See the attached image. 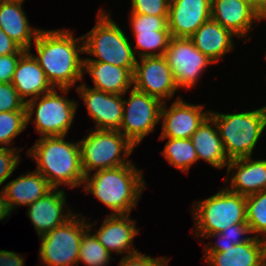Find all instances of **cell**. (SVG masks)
Segmentation results:
<instances>
[{
	"label": "cell",
	"instance_id": "cell-28",
	"mask_svg": "<svg viewBox=\"0 0 266 266\" xmlns=\"http://www.w3.org/2000/svg\"><path fill=\"white\" fill-rule=\"evenodd\" d=\"M246 222L254 237L266 240V190L246 196Z\"/></svg>",
	"mask_w": 266,
	"mask_h": 266
},
{
	"label": "cell",
	"instance_id": "cell-23",
	"mask_svg": "<svg viewBox=\"0 0 266 266\" xmlns=\"http://www.w3.org/2000/svg\"><path fill=\"white\" fill-rule=\"evenodd\" d=\"M93 80V89L109 94L125 95L133 85V74L117 65L83 59V73Z\"/></svg>",
	"mask_w": 266,
	"mask_h": 266
},
{
	"label": "cell",
	"instance_id": "cell-35",
	"mask_svg": "<svg viewBox=\"0 0 266 266\" xmlns=\"http://www.w3.org/2000/svg\"><path fill=\"white\" fill-rule=\"evenodd\" d=\"M170 0H131L132 13L169 16Z\"/></svg>",
	"mask_w": 266,
	"mask_h": 266
},
{
	"label": "cell",
	"instance_id": "cell-24",
	"mask_svg": "<svg viewBox=\"0 0 266 266\" xmlns=\"http://www.w3.org/2000/svg\"><path fill=\"white\" fill-rule=\"evenodd\" d=\"M51 189L47 180L34 170L8 182L1 191L10 212H12L18 206L31 205Z\"/></svg>",
	"mask_w": 266,
	"mask_h": 266
},
{
	"label": "cell",
	"instance_id": "cell-38",
	"mask_svg": "<svg viewBox=\"0 0 266 266\" xmlns=\"http://www.w3.org/2000/svg\"><path fill=\"white\" fill-rule=\"evenodd\" d=\"M24 53L0 55V83H11L18 60Z\"/></svg>",
	"mask_w": 266,
	"mask_h": 266
},
{
	"label": "cell",
	"instance_id": "cell-30",
	"mask_svg": "<svg viewBox=\"0 0 266 266\" xmlns=\"http://www.w3.org/2000/svg\"><path fill=\"white\" fill-rule=\"evenodd\" d=\"M133 35L140 58L164 55L171 39L170 31H133Z\"/></svg>",
	"mask_w": 266,
	"mask_h": 266
},
{
	"label": "cell",
	"instance_id": "cell-36",
	"mask_svg": "<svg viewBox=\"0 0 266 266\" xmlns=\"http://www.w3.org/2000/svg\"><path fill=\"white\" fill-rule=\"evenodd\" d=\"M20 160L17 148H0V186L12 175Z\"/></svg>",
	"mask_w": 266,
	"mask_h": 266
},
{
	"label": "cell",
	"instance_id": "cell-9",
	"mask_svg": "<svg viewBox=\"0 0 266 266\" xmlns=\"http://www.w3.org/2000/svg\"><path fill=\"white\" fill-rule=\"evenodd\" d=\"M83 216L74 214L65 223L40 236V261L45 266H77L83 234L88 223Z\"/></svg>",
	"mask_w": 266,
	"mask_h": 266
},
{
	"label": "cell",
	"instance_id": "cell-25",
	"mask_svg": "<svg viewBox=\"0 0 266 266\" xmlns=\"http://www.w3.org/2000/svg\"><path fill=\"white\" fill-rule=\"evenodd\" d=\"M233 36L236 35L210 18L195 31L190 39L203 55L216 63L234 49Z\"/></svg>",
	"mask_w": 266,
	"mask_h": 266
},
{
	"label": "cell",
	"instance_id": "cell-1",
	"mask_svg": "<svg viewBox=\"0 0 266 266\" xmlns=\"http://www.w3.org/2000/svg\"><path fill=\"white\" fill-rule=\"evenodd\" d=\"M81 41V45L79 44ZM34 58L45 72L47 80L66 94L76 81L83 80V37L74 38L69 30H40L33 42Z\"/></svg>",
	"mask_w": 266,
	"mask_h": 266
},
{
	"label": "cell",
	"instance_id": "cell-16",
	"mask_svg": "<svg viewBox=\"0 0 266 266\" xmlns=\"http://www.w3.org/2000/svg\"><path fill=\"white\" fill-rule=\"evenodd\" d=\"M208 266H266V240L252 236L229 248H205Z\"/></svg>",
	"mask_w": 266,
	"mask_h": 266
},
{
	"label": "cell",
	"instance_id": "cell-11",
	"mask_svg": "<svg viewBox=\"0 0 266 266\" xmlns=\"http://www.w3.org/2000/svg\"><path fill=\"white\" fill-rule=\"evenodd\" d=\"M178 88H192L204 69L214 63L203 55L190 38L171 37L164 53Z\"/></svg>",
	"mask_w": 266,
	"mask_h": 266
},
{
	"label": "cell",
	"instance_id": "cell-34",
	"mask_svg": "<svg viewBox=\"0 0 266 266\" xmlns=\"http://www.w3.org/2000/svg\"><path fill=\"white\" fill-rule=\"evenodd\" d=\"M10 111H26V103L12 83H0V113Z\"/></svg>",
	"mask_w": 266,
	"mask_h": 266
},
{
	"label": "cell",
	"instance_id": "cell-40",
	"mask_svg": "<svg viewBox=\"0 0 266 266\" xmlns=\"http://www.w3.org/2000/svg\"><path fill=\"white\" fill-rule=\"evenodd\" d=\"M23 258L13 251L0 250V266H24Z\"/></svg>",
	"mask_w": 266,
	"mask_h": 266
},
{
	"label": "cell",
	"instance_id": "cell-39",
	"mask_svg": "<svg viewBox=\"0 0 266 266\" xmlns=\"http://www.w3.org/2000/svg\"><path fill=\"white\" fill-rule=\"evenodd\" d=\"M25 52L26 50L22 49L0 28V55Z\"/></svg>",
	"mask_w": 266,
	"mask_h": 266
},
{
	"label": "cell",
	"instance_id": "cell-20",
	"mask_svg": "<svg viewBox=\"0 0 266 266\" xmlns=\"http://www.w3.org/2000/svg\"><path fill=\"white\" fill-rule=\"evenodd\" d=\"M11 83L25 103L54 89L30 51H26L18 60Z\"/></svg>",
	"mask_w": 266,
	"mask_h": 266
},
{
	"label": "cell",
	"instance_id": "cell-14",
	"mask_svg": "<svg viewBox=\"0 0 266 266\" xmlns=\"http://www.w3.org/2000/svg\"><path fill=\"white\" fill-rule=\"evenodd\" d=\"M96 129L119 130L123 117V95L109 94L89 88L86 83L76 87Z\"/></svg>",
	"mask_w": 266,
	"mask_h": 266
},
{
	"label": "cell",
	"instance_id": "cell-8",
	"mask_svg": "<svg viewBox=\"0 0 266 266\" xmlns=\"http://www.w3.org/2000/svg\"><path fill=\"white\" fill-rule=\"evenodd\" d=\"M56 89L26 102L27 125L36 114L32 122L40 137L66 136L74 120L78 103Z\"/></svg>",
	"mask_w": 266,
	"mask_h": 266
},
{
	"label": "cell",
	"instance_id": "cell-22",
	"mask_svg": "<svg viewBox=\"0 0 266 266\" xmlns=\"http://www.w3.org/2000/svg\"><path fill=\"white\" fill-rule=\"evenodd\" d=\"M19 0H0V28L22 49L31 50L41 29L31 28Z\"/></svg>",
	"mask_w": 266,
	"mask_h": 266
},
{
	"label": "cell",
	"instance_id": "cell-33",
	"mask_svg": "<svg viewBox=\"0 0 266 266\" xmlns=\"http://www.w3.org/2000/svg\"><path fill=\"white\" fill-rule=\"evenodd\" d=\"M130 24L133 31H170L168 16L130 14Z\"/></svg>",
	"mask_w": 266,
	"mask_h": 266
},
{
	"label": "cell",
	"instance_id": "cell-17",
	"mask_svg": "<svg viewBox=\"0 0 266 266\" xmlns=\"http://www.w3.org/2000/svg\"><path fill=\"white\" fill-rule=\"evenodd\" d=\"M63 190V188H52L28 206L27 217L30 218L38 236L52 231L74 215L70 210L67 214L63 211L66 205V196Z\"/></svg>",
	"mask_w": 266,
	"mask_h": 266
},
{
	"label": "cell",
	"instance_id": "cell-10",
	"mask_svg": "<svg viewBox=\"0 0 266 266\" xmlns=\"http://www.w3.org/2000/svg\"><path fill=\"white\" fill-rule=\"evenodd\" d=\"M123 99V117L119 131L135 146L159 123L163 102L132 88Z\"/></svg>",
	"mask_w": 266,
	"mask_h": 266
},
{
	"label": "cell",
	"instance_id": "cell-13",
	"mask_svg": "<svg viewBox=\"0 0 266 266\" xmlns=\"http://www.w3.org/2000/svg\"><path fill=\"white\" fill-rule=\"evenodd\" d=\"M163 102L160 119L163 117L162 132L159 138L188 139L210 115V111H203L202 105L184 102L178 97L168 108ZM203 111V112H202Z\"/></svg>",
	"mask_w": 266,
	"mask_h": 266
},
{
	"label": "cell",
	"instance_id": "cell-26",
	"mask_svg": "<svg viewBox=\"0 0 266 266\" xmlns=\"http://www.w3.org/2000/svg\"><path fill=\"white\" fill-rule=\"evenodd\" d=\"M190 140L198 161L203 159L217 169L224 168L229 164L230 160L225 153L217 125L210 115L192 134Z\"/></svg>",
	"mask_w": 266,
	"mask_h": 266
},
{
	"label": "cell",
	"instance_id": "cell-43",
	"mask_svg": "<svg viewBox=\"0 0 266 266\" xmlns=\"http://www.w3.org/2000/svg\"><path fill=\"white\" fill-rule=\"evenodd\" d=\"M264 18L266 19V0H264Z\"/></svg>",
	"mask_w": 266,
	"mask_h": 266
},
{
	"label": "cell",
	"instance_id": "cell-3",
	"mask_svg": "<svg viewBox=\"0 0 266 266\" xmlns=\"http://www.w3.org/2000/svg\"><path fill=\"white\" fill-rule=\"evenodd\" d=\"M84 190L92 193L113 212L111 215L129 214L145 189L142 172L131 162L86 175Z\"/></svg>",
	"mask_w": 266,
	"mask_h": 266
},
{
	"label": "cell",
	"instance_id": "cell-41",
	"mask_svg": "<svg viewBox=\"0 0 266 266\" xmlns=\"http://www.w3.org/2000/svg\"><path fill=\"white\" fill-rule=\"evenodd\" d=\"M11 214L8 206H7V202L4 198V195L2 193V191H0V220H4V218H6L7 216H9Z\"/></svg>",
	"mask_w": 266,
	"mask_h": 266
},
{
	"label": "cell",
	"instance_id": "cell-21",
	"mask_svg": "<svg viewBox=\"0 0 266 266\" xmlns=\"http://www.w3.org/2000/svg\"><path fill=\"white\" fill-rule=\"evenodd\" d=\"M237 170L230 178L229 191L240 195H250L266 190V160H252V156L230 160L227 176Z\"/></svg>",
	"mask_w": 266,
	"mask_h": 266
},
{
	"label": "cell",
	"instance_id": "cell-19",
	"mask_svg": "<svg viewBox=\"0 0 266 266\" xmlns=\"http://www.w3.org/2000/svg\"><path fill=\"white\" fill-rule=\"evenodd\" d=\"M135 220L129 218V214L125 215H108L104 218L102 226L93 233L98 241L111 254H125L130 256L139 252L133 246V239L139 233L136 229Z\"/></svg>",
	"mask_w": 266,
	"mask_h": 266
},
{
	"label": "cell",
	"instance_id": "cell-4",
	"mask_svg": "<svg viewBox=\"0 0 266 266\" xmlns=\"http://www.w3.org/2000/svg\"><path fill=\"white\" fill-rule=\"evenodd\" d=\"M105 11L98 12L96 25L82 35L84 53L96 57L85 59L127 68L133 74L137 59L135 51L124 31Z\"/></svg>",
	"mask_w": 266,
	"mask_h": 266
},
{
	"label": "cell",
	"instance_id": "cell-32",
	"mask_svg": "<svg viewBox=\"0 0 266 266\" xmlns=\"http://www.w3.org/2000/svg\"><path fill=\"white\" fill-rule=\"evenodd\" d=\"M252 234L250 227L247 223H238L232 226H229L228 229H224L221 233H213L207 235L205 238L214 237L218 238L219 241L214 242V244L210 245L207 243L205 248H229L235 245H239L244 242H248L252 236L243 237L240 236ZM209 245V246H208Z\"/></svg>",
	"mask_w": 266,
	"mask_h": 266
},
{
	"label": "cell",
	"instance_id": "cell-2",
	"mask_svg": "<svg viewBox=\"0 0 266 266\" xmlns=\"http://www.w3.org/2000/svg\"><path fill=\"white\" fill-rule=\"evenodd\" d=\"M65 137H40L27 150V156L37 163L36 171L52 188H60L64 184L72 189L84 183L79 143L65 141Z\"/></svg>",
	"mask_w": 266,
	"mask_h": 266
},
{
	"label": "cell",
	"instance_id": "cell-27",
	"mask_svg": "<svg viewBox=\"0 0 266 266\" xmlns=\"http://www.w3.org/2000/svg\"><path fill=\"white\" fill-rule=\"evenodd\" d=\"M160 140L168 139L162 155L168 163L182 172H187L190 167L198 161L194 146L190 140L183 138H159Z\"/></svg>",
	"mask_w": 266,
	"mask_h": 266
},
{
	"label": "cell",
	"instance_id": "cell-37",
	"mask_svg": "<svg viewBox=\"0 0 266 266\" xmlns=\"http://www.w3.org/2000/svg\"><path fill=\"white\" fill-rule=\"evenodd\" d=\"M168 259L166 257L151 258L149 255L138 252L130 256H123L118 266H167Z\"/></svg>",
	"mask_w": 266,
	"mask_h": 266
},
{
	"label": "cell",
	"instance_id": "cell-12",
	"mask_svg": "<svg viewBox=\"0 0 266 266\" xmlns=\"http://www.w3.org/2000/svg\"><path fill=\"white\" fill-rule=\"evenodd\" d=\"M136 59L133 73V88L164 102L171 99L178 87L173 72L164 56L142 57Z\"/></svg>",
	"mask_w": 266,
	"mask_h": 266
},
{
	"label": "cell",
	"instance_id": "cell-5",
	"mask_svg": "<svg viewBox=\"0 0 266 266\" xmlns=\"http://www.w3.org/2000/svg\"><path fill=\"white\" fill-rule=\"evenodd\" d=\"M229 160L252 156L266 128V106L252 111L224 114L210 111Z\"/></svg>",
	"mask_w": 266,
	"mask_h": 266
},
{
	"label": "cell",
	"instance_id": "cell-15",
	"mask_svg": "<svg viewBox=\"0 0 266 266\" xmlns=\"http://www.w3.org/2000/svg\"><path fill=\"white\" fill-rule=\"evenodd\" d=\"M212 0H170L168 28L171 37L190 38L211 18Z\"/></svg>",
	"mask_w": 266,
	"mask_h": 266
},
{
	"label": "cell",
	"instance_id": "cell-31",
	"mask_svg": "<svg viewBox=\"0 0 266 266\" xmlns=\"http://www.w3.org/2000/svg\"><path fill=\"white\" fill-rule=\"evenodd\" d=\"M27 128L26 111L0 113V148H10L12 140Z\"/></svg>",
	"mask_w": 266,
	"mask_h": 266
},
{
	"label": "cell",
	"instance_id": "cell-18",
	"mask_svg": "<svg viewBox=\"0 0 266 266\" xmlns=\"http://www.w3.org/2000/svg\"><path fill=\"white\" fill-rule=\"evenodd\" d=\"M211 18L238 38H244L250 32L255 20L265 19L243 0H212Z\"/></svg>",
	"mask_w": 266,
	"mask_h": 266
},
{
	"label": "cell",
	"instance_id": "cell-6",
	"mask_svg": "<svg viewBox=\"0 0 266 266\" xmlns=\"http://www.w3.org/2000/svg\"><path fill=\"white\" fill-rule=\"evenodd\" d=\"M195 232L199 238L221 233L229 226L246 222V196L227 188L193 205Z\"/></svg>",
	"mask_w": 266,
	"mask_h": 266
},
{
	"label": "cell",
	"instance_id": "cell-29",
	"mask_svg": "<svg viewBox=\"0 0 266 266\" xmlns=\"http://www.w3.org/2000/svg\"><path fill=\"white\" fill-rule=\"evenodd\" d=\"M92 225L88 224V230L83 234L78 254L77 266L80 261L87 266H107L111 255L92 233ZM90 230V231H89Z\"/></svg>",
	"mask_w": 266,
	"mask_h": 266
},
{
	"label": "cell",
	"instance_id": "cell-7",
	"mask_svg": "<svg viewBox=\"0 0 266 266\" xmlns=\"http://www.w3.org/2000/svg\"><path fill=\"white\" fill-rule=\"evenodd\" d=\"M78 143L85 176L92 175L91 172L94 170L100 171L129 164L131 161L127 157L135 148V145L119 130L108 129L91 130L90 134L88 133L86 138Z\"/></svg>",
	"mask_w": 266,
	"mask_h": 266
},
{
	"label": "cell",
	"instance_id": "cell-42",
	"mask_svg": "<svg viewBox=\"0 0 266 266\" xmlns=\"http://www.w3.org/2000/svg\"><path fill=\"white\" fill-rule=\"evenodd\" d=\"M253 6L264 17V0H243Z\"/></svg>",
	"mask_w": 266,
	"mask_h": 266
}]
</instances>
